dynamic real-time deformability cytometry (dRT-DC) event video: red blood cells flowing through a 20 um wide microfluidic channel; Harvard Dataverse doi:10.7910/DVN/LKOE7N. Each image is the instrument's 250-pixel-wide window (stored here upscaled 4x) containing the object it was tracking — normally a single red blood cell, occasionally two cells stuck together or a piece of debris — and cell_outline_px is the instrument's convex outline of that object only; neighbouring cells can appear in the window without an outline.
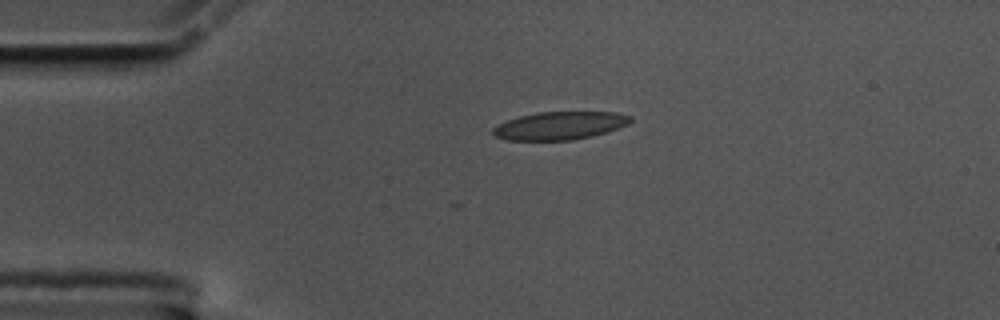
{"species": "common noctule bat (a hibernating species)", "species_latin": "Nyctalus noctula", "temperature_condition": "cold", "stored_images_in_passage": 13, "camera_frame_rate_fps": 3000, "um_per_image_px": 0.085, "animal": {"sex": "male", "body_mass_g": 17.5, "forearm_length_mm": 52.3}, "frame": {"image": 1, "passage_image": 1, "time_ms": 0.0, "image_size_px": [1000, 320], "cell_outline_px": [[632, 120], [628, 124], [608, 132], [592, 136], [572, 140], [504, 140], [496, 136], [492, 132], [492, 128], [508, 120], [520, 116], [536, 112], [616, 112], [632, 116]], "centroid_in_image_um": [47.61, 10.68], "position_along_channel_um": 37.4, "area_um2": 22.43}}
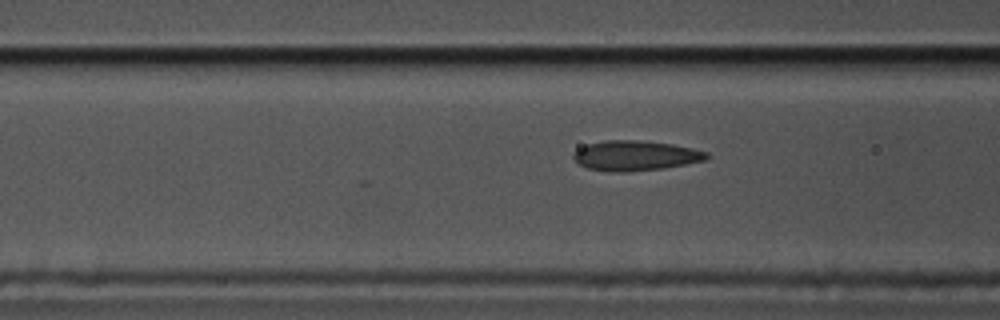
{"frame": {"image": 2, "passage_image": 10, "time_ms": 3.0, "image_size_px": [1000, 320], "cell_outline_px": [[708, 160], [664, 168], [628, 172], [612, 172], [588, 168], [580, 164], [572, 156], [572, 152], [588, 144], [604, 140], [636, 140], [672, 144], [692, 148], [708, 152]], "centroid_in_image_um": [54.02, 13.23], "position_along_channel_um": 112.6, "area_um2": 23.29}}